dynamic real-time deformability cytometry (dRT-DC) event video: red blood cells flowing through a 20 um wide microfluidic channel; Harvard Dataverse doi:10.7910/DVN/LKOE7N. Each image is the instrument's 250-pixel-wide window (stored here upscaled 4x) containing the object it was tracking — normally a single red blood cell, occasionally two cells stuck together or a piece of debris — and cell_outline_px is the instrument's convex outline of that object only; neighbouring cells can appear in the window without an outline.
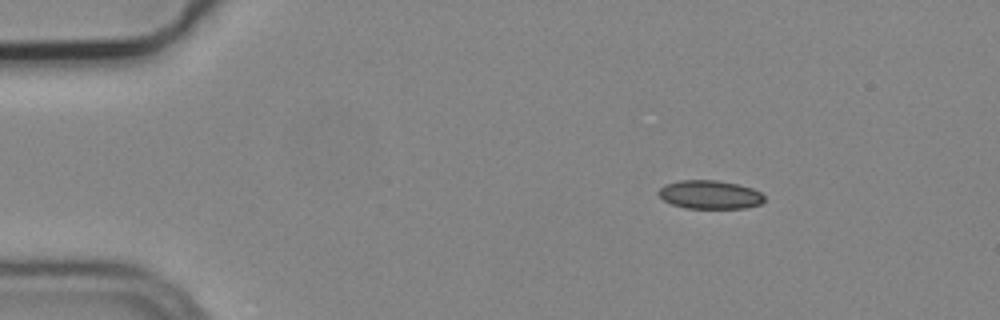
{"species": "common noctule bat (a hibernating species)", "species_latin": "Nyctalus noctula", "temperature_condition": "cold", "stored_images_in_passage": 3, "camera_frame_rate_fps": 3000, "um_per_image_px": 0.085, "animal": {"sex": "male", "body_mass_g": 19.2, "forearm_length_mm": 51.8}, "frame": {"image": 1, "passage_image": 1, "time_ms": 0.0, "image_size_px": [1000, 320], "cell_outline_px": [[764, 200], [760, 204], [744, 208], [684, 208], [672, 204], [664, 200], [656, 192], [664, 184], [680, 180], [716, 180], [736, 184], [752, 188], [760, 192], [764, 196]], "centroid_in_image_um": [60.31, 16.54], "position_along_channel_um": 24.7, "area_um2": 17.57}}